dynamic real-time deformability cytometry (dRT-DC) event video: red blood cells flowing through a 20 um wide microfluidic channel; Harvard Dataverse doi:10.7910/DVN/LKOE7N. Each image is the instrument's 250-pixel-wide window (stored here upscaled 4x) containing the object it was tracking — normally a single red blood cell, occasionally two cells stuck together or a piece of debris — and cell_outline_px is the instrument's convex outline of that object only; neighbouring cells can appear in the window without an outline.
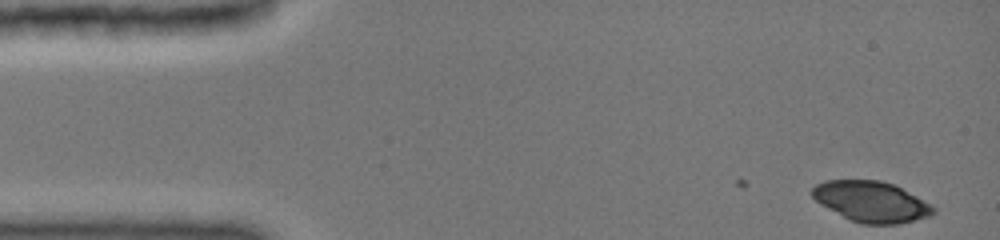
{"species": "common noctule bat (a hibernating species)", "species_latin": "Nyctalus noctula", "temperature_condition": "cold", "stored_images_in_passage": 5, "camera_frame_rate_fps": 3000, "um_per_image_px": 0.085, "animal": {"sex": "female", "body_mass_g": 19.0, "forearm_length_mm": 51.5}, "frame": {"image": 1, "passage_image": 5, "time_ms": 1.0, "image_size_px": [1000, 240], "cell_outline_px": [[936, 212], [928, 216], [896, 224], [860, 224], [820, 204], [812, 196], [812, 188], [816, 184], [824, 180], [880, 180], [892, 184], [916, 196], [936, 208]], "centroid_in_image_um": [74.03, 17.13], "position_along_channel_um": 11.0, "area_um2": 28.26}}